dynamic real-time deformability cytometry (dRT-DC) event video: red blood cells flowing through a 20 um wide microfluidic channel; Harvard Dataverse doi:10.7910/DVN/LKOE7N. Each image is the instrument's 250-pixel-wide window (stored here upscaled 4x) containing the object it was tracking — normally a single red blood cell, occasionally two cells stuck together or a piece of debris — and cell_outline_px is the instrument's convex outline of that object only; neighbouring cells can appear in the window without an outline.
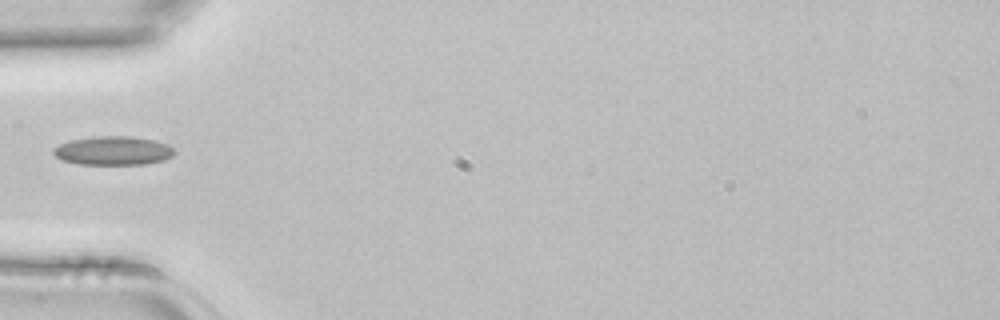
{"species": "common noctule bat (a hibernating species)", "species_latin": "Nyctalus noctula", "temperature_condition": "room temperature", "stored_images_in_passage": 1, "camera_frame_rate_fps": 3000, "um_per_image_px": 0.085, "animal": {"sex": "female", "body_mass_g": 22.7, "forearm_length_mm": 54.2}, "frame": {"image": 1, "passage_image": 1, "time_ms": 0.0, "image_size_px": [1000, 320], "cell_outline_px": [[176, 152], [172, 156], [164, 160], [144, 164], [80, 164], [64, 160], [56, 156], [52, 152], [52, 148], [60, 144], [72, 140], [96, 136], [132, 136], [156, 140], [168, 144]], "centroid_in_image_um": [9.65, 12.8], "position_along_channel_um": 75.3, "area_um2": 20.29}}